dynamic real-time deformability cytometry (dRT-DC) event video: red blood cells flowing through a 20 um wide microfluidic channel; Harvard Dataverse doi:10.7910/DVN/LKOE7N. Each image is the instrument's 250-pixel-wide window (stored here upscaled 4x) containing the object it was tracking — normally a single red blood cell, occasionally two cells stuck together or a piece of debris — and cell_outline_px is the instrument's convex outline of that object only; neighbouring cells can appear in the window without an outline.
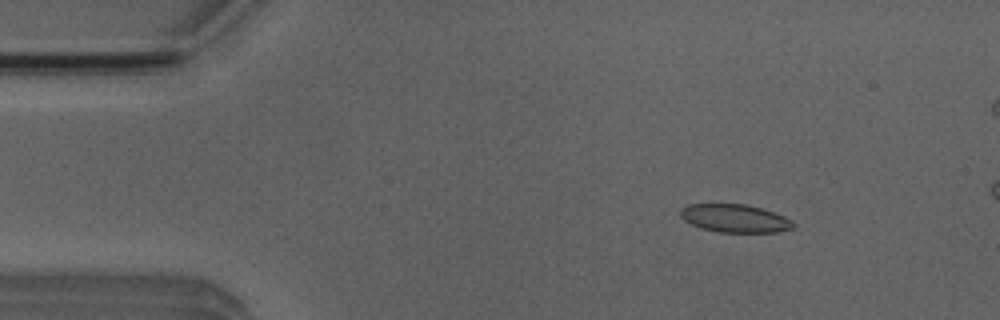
{"species": "Egyptian fruit bat (a non-hibernating species)", "species_latin": "Rousettus aegyptiacus", "temperature_condition": "room temperature", "stored_images_in_passage": 47, "camera_frame_rate_fps": 3000, "um_per_image_px": 0.085, "animal": {"sex": "male"}, "frame": {"image": 1, "passage_image": 1, "time_ms": 0.0, "image_size_px": [1000, 320], "cell_outline_px": [[796, 224], [792, 228], [776, 232], [716, 232], [700, 228], [684, 220], [680, 216], [680, 208], [688, 204], [744, 204], [760, 208], [784, 216], [792, 220]], "centroid_in_image_um": [62.43, 18.56], "position_along_channel_um": 22.6, "area_um2": 18.44}}
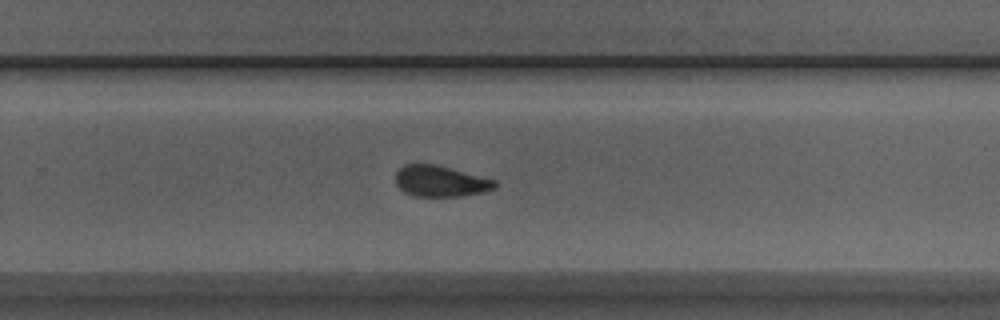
{"frame": {"image": 2, "passage_image": 27, "time_ms": 8.667, "image_size_px": [1000, 320], "cell_outline_px": [[496, 188], [480, 192], [460, 196], [416, 196], [404, 192], [396, 184], [396, 172], [404, 164], [432, 164], [496, 180]], "centroid_in_image_um": [37.4, 15.4], "position_along_channel_um": 292.4, "area_um2": 17.57}}
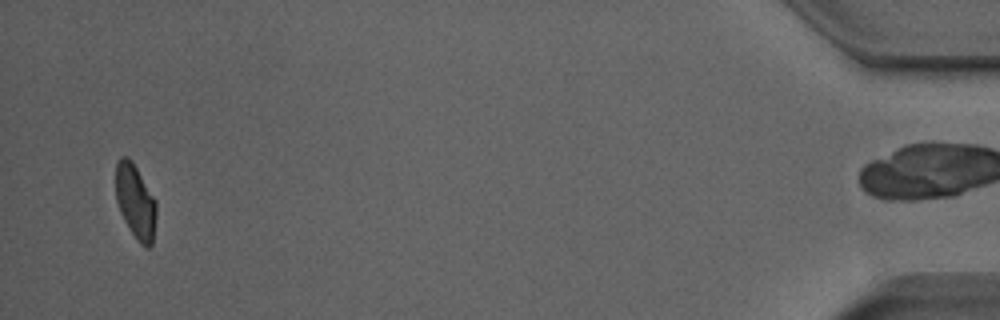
{"frame": {"image": 3, "passage_image": 44, "time_ms": 14.333, "image_size_px": [1000, 320], "cell_outline_px": [[156, 216], [152, 244], [148, 248], [144, 248], [140, 244], [124, 220], [120, 212], [116, 200], [116, 164], [124, 156], [128, 156], [132, 160], [156, 200]], "centroid_in_image_um": [11.52, 17.14], "position_along_channel_um": 423.7, "area_um2": 17.51}, "authors_computed_cell_mechanics": {"area_um2": 18.6116, "velocity_mm_per_s": 3.9307, "shape_relaxation_time_tau1_ms": 4.9638, "shape_relaxation_time_tau2_ms": 1.2201, "deformation_change_tau1": 0.1441, "deformation_change_tau2": 0.079}}